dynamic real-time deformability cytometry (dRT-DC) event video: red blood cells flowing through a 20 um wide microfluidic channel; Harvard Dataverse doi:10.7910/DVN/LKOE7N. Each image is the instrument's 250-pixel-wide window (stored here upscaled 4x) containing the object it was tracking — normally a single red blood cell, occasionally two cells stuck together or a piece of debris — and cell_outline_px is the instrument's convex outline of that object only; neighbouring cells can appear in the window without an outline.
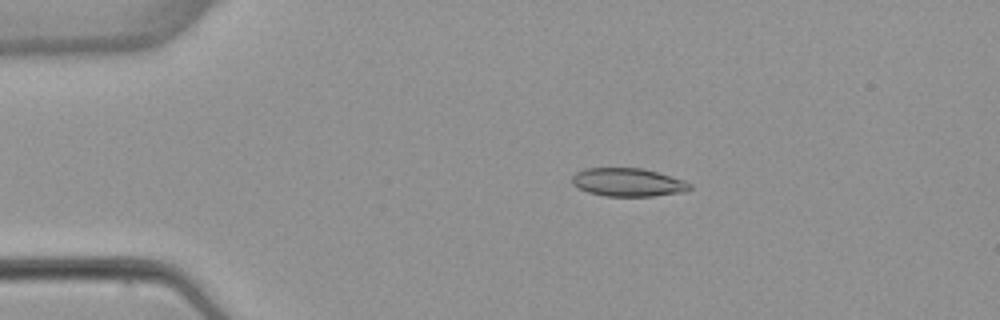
{"species": "common noctule bat (a hibernating species)", "species_latin": "Nyctalus noctula", "temperature_condition": "warm", "stored_images_in_passage": 2, "camera_frame_rate_fps": 3000, "um_per_image_px": 0.085, "animal": {"sex": "female", "body_mass_g": 22.7, "forearm_length_mm": 54.2}, "frame": {"image": 1, "passage_image": 1, "time_ms": 0.0, "image_size_px": [1000, 320], "cell_outline_px": [[692, 188], [688, 192], [652, 196], [604, 196], [588, 192], [572, 184], [572, 176], [576, 172], [584, 168], [644, 168], [684, 180], [692, 184]], "centroid_in_image_um": [53.41, 15.5], "position_along_channel_um": 31.6, "area_um2": 19.59}}